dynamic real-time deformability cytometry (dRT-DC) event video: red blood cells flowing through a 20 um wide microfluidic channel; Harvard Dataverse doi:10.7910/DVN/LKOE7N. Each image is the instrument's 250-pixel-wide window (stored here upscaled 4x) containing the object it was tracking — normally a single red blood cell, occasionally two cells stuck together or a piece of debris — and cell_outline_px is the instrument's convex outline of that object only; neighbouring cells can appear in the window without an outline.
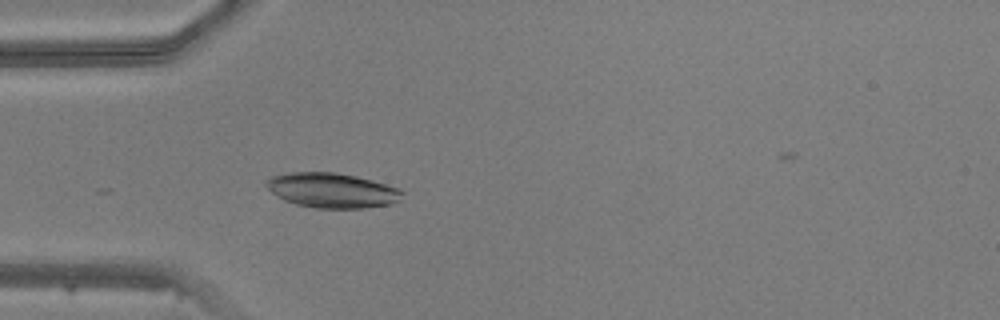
{"species": "common noctule bat (a hibernating species)", "species_latin": "Nyctalus noctula", "temperature_condition": "warm", "stored_images_in_passage": 49, "camera_frame_rate_fps": 3000, "um_per_image_px": 0.085, "animal": {"sex": "male", "body_mass_g": 20.5, "forearm_length_mm": 52.5}, "frame": {"image": 1, "passage_image": 15, "time_ms": 4.667, "image_size_px": [1000, 320], "cell_outline_px": [[404, 192], [400, 200], [392, 204], [364, 208], [316, 208], [296, 204], [284, 200], [276, 196], [264, 184], [264, 180], [272, 176], [288, 172], [336, 172], [356, 176], [372, 180], [400, 188]], "centroid_in_image_um": [28.22, 16.17], "position_along_channel_um": 56.8, "area_um2": 27.86}}
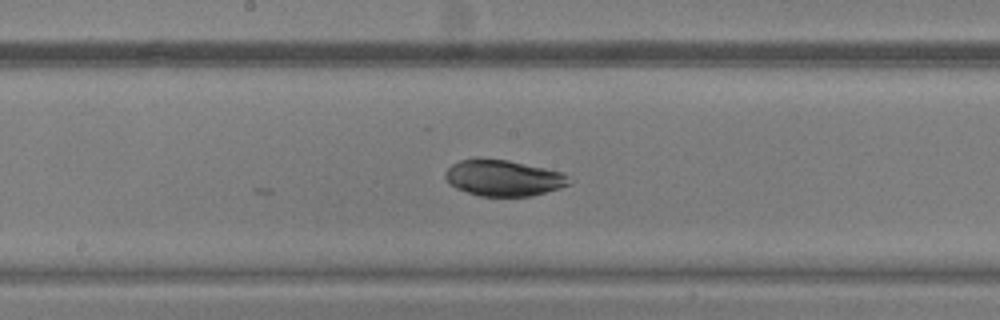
{"frame": {"image": 2, "passage_image": 26, "time_ms": 8.333, "image_size_px": [1000, 320], "cell_outline_px": [[572, 184], [560, 188], [532, 196], [480, 196], [456, 188], [444, 176], [444, 172], [452, 164], [460, 160], [476, 156], [480, 156], [508, 160], [564, 172], [572, 180]], "centroid_in_image_um": [42.81, 15.1], "position_along_channel_um": 205.4, "area_um2": 26.53}}
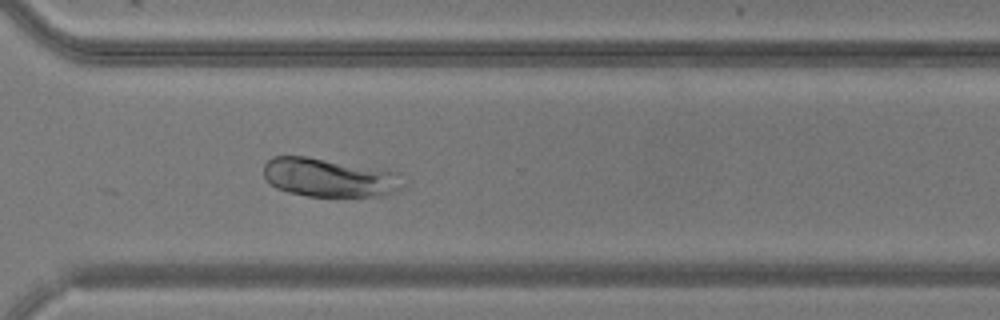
{"frame": {"image": 3, "passage_image": 36, "time_ms": 11.667, "image_size_px": [1000, 320], "cell_outline_px": [[408, 184], [396, 192], [380, 196], [308, 196], [288, 192], [276, 188], [264, 176], [264, 164], [272, 156], [304, 156], [384, 168], [400, 172]], "centroid_in_image_um": [28.1, 15.08], "position_along_channel_um": 342.5, "area_um2": 32.08}}